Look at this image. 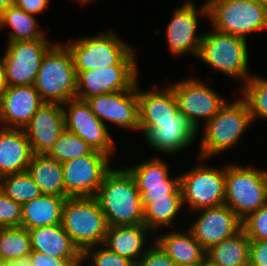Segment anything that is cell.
Instances as JSON below:
<instances>
[{"mask_svg": "<svg viewBox=\"0 0 267 266\" xmlns=\"http://www.w3.org/2000/svg\"><path fill=\"white\" fill-rule=\"evenodd\" d=\"M95 198L109 227L144 224L141 194L127 168L110 169Z\"/></svg>", "mask_w": 267, "mask_h": 266, "instance_id": "6da1fadb", "label": "cell"}, {"mask_svg": "<svg viewBox=\"0 0 267 266\" xmlns=\"http://www.w3.org/2000/svg\"><path fill=\"white\" fill-rule=\"evenodd\" d=\"M34 85L47 103L64 104L76 98L77 72L65 44L57 42L45 53Z\"/></svg>", "mask_w": 267, "mask_h": 266, "instance_id": "7a4b0ae2", "label": "cell"}, {"mask_svg": "<svg viewBox=\"0 0 267 266\" xmlns=\"http://www.w3.org/2000/svg\"><path fill=\"white\" fill-rule=\"evenodd\" d=\"M246 102L239 97L236 101H226L218 113L210 119L204 128L199 150L200 159L237 147L241 135L251 123Z\"/></svg>", "mask_w": 267, "mask_h": 266, "instance_id": "3957f363", "label": "cell"}, {"mask_svg": "<svg viewBox=\"0 0 267 266\" xmlns=\"http://www.w3.org/2000/svg\"><path fill=\"white\" fill-rule=\"evenodd\" d=\"M65 45L71 52L76 71L111 65H138L135 51L112 31L80 38Z\"/></svg>", "mask_w": 267, "mask_h": 266, "instance_id": "277c9868", "label": "cell"}, {"mask_svg": "<svg viewBox=\"0 0 267 266\" xmlns=\"http://www.w3.org/2000/svg\"><path fill=\"white\" fill-rule=\"evenodd\" d=\"M61 225L82 253L103 244L109 227L95 197L66 198Z\"/></svg>", "mask_w": 267, "mask_h": 266, "instance_id": "5b68a950", "label": "cell"}, {"mask_svg": "<svg viewBox=\"0 0 267 266\" xmlns=\"http://www.w3.org/2000/svg\"><path fill=\"white\" fill-rule=\"evenodd\" d=\"M212 28L247 39L253 32L267 30V7L258 0H207Z\"/></svg>", "mask_w": 267, "mask_h": 266, "instance_id": "8992f818", "label": "cell"}, {"mask_svg": "<svg viewBox=\"0 0 267 266\" xmlns=\"http://www.w3.org/2000/svg\"><path fill=\"white\" fill-rule=\"evenodd\" d=\"M212 30L211 33L203 34L198 59L244 83L251 76L248 72L247 39Z\"/></svg>", "mask_w": 267, "mask_h": 266, "instance_id": "52a82bcc", "label": "cell"}, {"mask_svg": "<svg viewBox=\"0 0 267 266\" xmlns=\"http://www.w3.org/2000/svg\"><path fill=\"white\" fill-rule=\"evenodd\" d=\"M267 202V181L264 170L252 166H225V200L241 220Z\"/></svg>", "mask_w": 267, "mask_h": 266, "instance_id": "ba28073f", "label": "cell"}, {"mask_svg": "<svg viewBox=\"0 0 267 266\" xmlns=\"http://www.w3.org/2000/svg\"><path fill=\"white\" fill-rule=\"evenodd\" d=\"M182 203L196 210L217 207L225 200V166L213 168L202 163L180 175Z\"/></svg>", "mask_w": 267, "mask_h": 266, "instance_id": "9c48e42d", "label": "cell"}, {"mask_svg": "<svg viewBox=\"0 0 267 266\" xmlns=\"http://www.w3.org/2000/svg\"><path fill=\"white\" fill-rule=\"evenodd\" d=\"M48 39L7 42L1 57L8 86L33 85L45 53L53 46Z\"/></svg>", "mask_w": 267, "mask_h": 266, "instance_id": "30bf717a", "label": "cell"}, {"mask_svg": "<svg viewBox=\"0 0 267 266\" xmlns=\"http://www.w3.org/2000/svg\"><path fill=\"white\" fill-rule=\"evenodd\" d=\"M110 156L93 150L90 154L62 163L65 193L69 197H95L111 169Z\"/></svg>", "mask_w": 267, "mask_h": 266, "instance_id": "8fae6325", "label": "cell"}, {"mask_svg": "<svg viewBox=\"0 0 267 266\" xmlns=\"http://www.w3.org/2000/svg\"><path fill=\"white\" fill-rule=\"evenodd\" d=\"M199 80L190 77L168 85L175 94L179 112L188 119L197 132L199 118L204 119L205 125L227 101V99L219 96V93H216L207 83L205 84L204 81Z\"/></svg>", "mask_w": 267, "mask_h": 266, "instance_id": "7c38bea8", "label": "cell"}, {"mask_svg": "<svg viewBox=\"0 0 267 266\" xmlns=\"http://www.w3.org/2000/svg\"><path fill=\"white\" fill-rule=\"evenodd\" d=\"M62 107L65 130L79 136L93 150L111 157L115 152V142L106 124L92 113L89 103L86 100L73 98L62 104Z\"/></svg>", "mask_w": 267, "mask_h": 266, "instance_id": "4fadbf2b", "label": "cell"}, {"mask_svg": "<svg viewBox=\"0 0 267 266\" xmlns=\"http://www.w3.org/2000/svg\"><path fill=\"white\" fill-rule=\"evenodd\" d=\"M137 65H111L77 72L76 98H88L117 91L133 89L138 76Z\"/></svg>", "mask_w": 267, "mask_h": 266, "instance_id": "5bb4252c", "label": "cell"}, {"mask_svg": "<svg viewBox=\"0 0 267 266\" xmlns=\"http://www.w3.org/2000/svg\"><path fill=\"white\" fill-rule=\"evenodd\" d=\"M197 7L192 0H186L184 4L174 10L173 16L166 28L168 49L175 56L198 55L203 34L197 35L198 13L208 17L206 2L197 12Z\"/></svg>", "mask_w": 267, "mask_h": 266, "instance_id": "9a60e30c", "label": "cell"}, {"mask_svg": "<svg viewBox=\"0 0 267 266\" xmlns=\"http://www.w3.org/2000/svg\"><path fill=\"white\" fill-rule=\"evenodd\" d=\"M92 113L101 120L125 129L139 131V100L136 86L130 90L95 95L86 100Z\"/></svg>", "mask_w": 267, "mask_h": 266, "instance_id": "2e32d148", "label": "cell"}, {"mask_svg": "<svg viewBox=\"0 0 267 266\" xmlns=\"http://www.w3.org/2000/svg\"><path fill=\"white\" fill-rule=\"evenodd\" d=\"M196 211L202 212L189 230L206 251L242 229V220L225 204Z\"/></svg>", "mask_w": 267, "mask_h": 266, "instance_id": "e0dca14e", "label": "cell"}, {"mask_svg": "<svg viewBox=\"0 0 267 266\" xmlns=\"http://www.w3.org/2000/svg\"><path fill=\"white\" fill-rule=\"evenodd\" d=\"M139 130L152 149L165 154L186 149L199 133L181 112L174 119L156 120V126H139Z\"/></svg>", "mask_w": 267, "mask_h": 266, "instance_id": "ac0fdd59", "label": "cell"}, {"mask_svg": "<svg viewBox=\"0 0 267 266\" xmlns=\"http://www.w3.org/2000/svg\"><path fill=\"white\" fill-rule=\"evenodd\" d=\"M43 103L34 84L8 86L0 96V127L24 129Z\"/></svg>", "mask_w": 267, "mask_h": 266, "instance_id": "d6986e66", "label": "cell"}, {"mask_svg": "<svg viewBox=\"0 0 267 266\" xmlns=\"http://www.w3.org/2000/svg\"><path fill=\"white\" fill-rule=\"evenodd\" d=\"M33 154H48L65 131L62 104L43 103L23 129Z\"/></svg>", "mask_w": 267, "mask_h": 266, "instance_id": "ffe728a7", "label": "cell"}, {"mask_svg": "<svg viewBox=\"0 0 267 266\" xmlns=\"http://www.w3.org/2000/svg\"><path fill=\"white\" fill-rule=\"evenodd\" d=\"M32 156L33 151L23 129L0 127V178L27 171Z\"/></svg>", "mask_w": 267, "mask_h": 266, "instance_id": "44dd1931", "label": "cell"}, {"mask_svg": "<svg viewBox=\"0 0 267 266\" xmlns=\"http://www.w3.org/2000/svg\"><path fill=\"white\" fill-rule=\"evenodd\" d=\"M152 91L136 92L139 100V126H156V120L174 119L179 112L178 103L172 88L169 86ZM158 89V90H157Z\"/></svg>", "mask_w": 267, "mask_h": 266, "instance_id": "7402d4cb", "label": "cell"}, {"mask_svg": "<svg viewBox=\"0 0 267 266\" xmlns=\"http://www.w3.org/2000/svg\"><path fill=\"white\" fill-rule=\"evenodd\" d=\"M150 232L144 224L111 226L103 244L135 264L149 248L146 246V236Z\"/></svg>", "mask_w": 267, "mask_h": 266, "instance_id": "603a6c76", "label": "cell"}, {"mask_svg": "<svg viewBox=\"0 0 267 266\" xmlns=\"http://www.w3.org/2000/svg\"><path fill=\"white\" fill-rule=\"evenodd\" d=\"M31 250L56 258H82V252L61 224L28 230Z\"/></svg>", "mask_w": 267, "mask_h": 266, "instance_id": "cb8c5ba5", "label": "cell"}, {"mask_svg": "<svg viewBox=\"0 0 267 266\" xmlns=\"http://www.w3.org/2000/svg\"><path fill=\"white\" fill-rule=\"evenodd\" d=\"M68 197L42 194L22 205L21 226L27 230L61 224Z\"/></svg>", "mask_w": 267, "mask_h": 266, "instance_id": "d4e9b609", "label": "cell"}, {"mask_svg": "<svg viewBox=\"0 0 267 266\" xmlns=\"http://www.w3.org/2000/svg\"><path fill=\"white\" fill-rule=\"evenodd\" d=\"M175 264L201 262L206 257V250L194 238L192 232L171 231L154 240Z\"/></svg>", "mask_w": 267, "mask_h": 266, "instance_id": "484cf974", "label": "cell"}, {"mask_svg": "<svg viewBox=\"0 0 267 266\" xmlns=\"http://www.w3.org/2000/svg\"><path fill=\"white\" fill-rule=\"evenodd\" d=\"M27 172L42 194L69 197L65 193L62 163L46 154H33Z\"/></svg>", "mask_w": 267, "mask_h": 266, "instance_id": "4316f807", "label": "cell"}, {"mask_svg": "<svg viewBox=\"0 0 267 266\" xmlns=\"http://www.w3.org/2000/svg\"><path fill=\"white\" fill-rule=\"evenodd\" d=\"M249 255L250 239L243 229L206 251V257L218 266H248Z\"/></svg>", "mask_w": 267, "mask_h": 266, "instance_id": "83f0119b", "label": "cell"}, {"mask_svg": "<svg viewBox=\"0 0 267 266\" xmlns=\"http://www.w3.org/2000/svg\"><path fill=\"white\" fill-rule=\"evenodd\" d=\"M36 17L24 12L15 5L0 14V28L10 27L7 42L48 39L46 33L37 25Z\"/></svg>", "mask_w": 267, "mask_h": 266, "instance_id": "f1b7e54d", "label": "cell"}, {"mask_svg": "<svg viewBox=\"0 0 267 266\" xmlns=\"http://www.w3.org/2000/svg\"><path fill=\"white\" fill-rule=\"evenodd\" d=\"M182 206V195L151 198V202L144 207V225L150 231L172 226Z\"/></svg>", "mask_w": 267, "mask_h": 266, "instance_id": "f546056e", "label": "cell"}, {"mask_svg": "<svg viewBox=\"0 0 267 266\" xmlns=\"http://www.w3.org/2000/svg\"><path fill=\"white\" fill-rule=\"evenodd\" d=\"M30 236L24 227H0V258L4 261L28 259Z\"/></svg>", "mask_w": 267, "mask_h": 266, "instance_id": "4dcf8cb0", "label": "cell"}, {"mask_svg": "<svg viewBox=\"0 0 267 266\" xmlns=\"http://www.w3.org/2000/svg\"><path fill=\"white\" fill-rule=\"evenodd\" d=\"M0 190L21 205L42 195L40 188L27 171L1 177Z\"/></svg>", "mask_w": 267, "mask_h": 266, "instance_id": "1f68e13d", "label": "cell"}, {"mask_svg": "<svg viewBox=\"0 0 267 266\" xmlns=\"http://www.w3.org/2000/svg\"><path fill=\"white\" fill-rule=\"evenodd\" d=\"M127 169L134 177L139 192L147 186L163 185L171 178L167 163L155 156Z\"/></svg>", "mask_w": 267, "mask_h": 266, "instance_id": "d6a6232c", "label": "cell"}, {"mask_svg": "<svg viewBox=\"0 0 267 266\" xmlns=\"http://www.w3.org/2000/svg\"><path fill=\"white\" fill-rule=\"evenodd\" d=\"M241 87V97L247 104L252 122L257 119H267V78L250 76Z\"/></svg>", "mask_w": 267, "mask_h": 266, "instance_id": "836d02e7", "label": "cell"}, {"mask_svg": "<svg viewBox=\"0 0 267 266\" xmlns=\"http://www.w3.org/2000/svg\"><path fill=\"white\" fill-rule=\"evenodd\" d=\"M92 151L93 149L83 139L65 130L47 155L63 163L90 154Z\"/></svg>", "mask_w": 267, "mask_h": 266, "instance_id": "e575fe53", "label": "cell"}, {"mask_svg": "<svg viewBox=\"0 0 267 266\" xmlns=\"http://www.w3.org/2000/svg\"><path fill=\"white\" fill-rule=\"evenodd\" d=\"M99 246V249H95V246L87 248L82 253V262L91 259L90 266H135L131 260L118 255L104 244Z\"/></svg>", "mask_w": 267, "mask_h": 266, "instance_id": "d590c367", "label": "cell"}, {"mask_svg": "<svg viewBox=\"0 0 267 266\" xmlns=\"http://www.w3.org/2000/svg\"><path fill=\"white\" fill-rule=\"evenodd\" d=\"M242 229L250 241L267 239V202L242 220Z\"/></svg>", "mask_w": 267, "mask_h": 266, "instance_id": "8d00e7d4", "label": "cell"}, {"mask_svg": "<svg viewBox=\"0 0 267 266\" xmlns=\"http://www.w3.org/2000/svg\"><path fill=\"white\" fill-rule=\"evenodd\" d=\"M21 222L22 205L0 190V227H20Z\"/></svg>", "mask_w": 267, "mask_h": 266, "instance_id": "74e56055", "label": "cell"}, {"mask_svg": "<svg viewBox=\"0 0 267 266\" xmlns=\"http://www.w3.org/2000/svg\"><path fill=\"white\" fill-rule=\"evenodd\" d=\"M143 208L151 202V198L167 197V195H182L180 187V174L171 177L165 184L144 187L141 191Z\"/></svg>", "mask_w": 267, "mask_h": 266, "instance_id": "f35d334b", "label": "cell"}, {"mask_svg": "<svg viewBox=\"0 0 267 266\" xmlns=\"http://www.w3.org/2000/svg\"><path fill=\"white\" fill-rule=\"evenodd\" d=\"M145 254L135 263V266H177L175 262L153 241Z\"/></svg>", "mask_w": 267, "mask_h": 266, "instance_id": "ab89813d", "label": "cell"}, {"mask_svg": "<svg viewBox=\"0 0 267 266\" xmlns=\"http://www.w3.org/2000/svg\"><path fill=\"white\" fill-rule=\"evenodd\" d=\"M33 266H81L82 258H56L54 256L31 250L28 256Z\"/></svg>", "mask_w": 267, "mask_h": 266, "instance_id": "60d3db41", "label": "cell"}, {"mask_svg": "<svg viewBox=\"0 0 267 266\" xmlns=\"http://www.w3.org/2000/svg\"><path fill=\"white\" fill-rule=\"evenodd\" d=\"M249 265L267 266V239L250 241Z\"/></svg>", "mask_w": 267, "mask_h": 266, "instance_id": "b9f144b4", "label": "cell"}, {"mask_svg": "<svg viewBox=\"0 0 267 266\" xmlns=\"http://www.w3.org/2000/svg\"><path fill=\"white\" fill-rule=\"evenodd\" d=\"M50 0H15V6L30 15L42 13L48 8Z\"/></svg>", "mask_w": 267, "mask_h": 266, "instance_id": "7bdbcfd3", "label": "cell"}, {"mask_svg": "<svg viewBox=\"0 0 267 266\" xmlns=\"http://www.w3.org/2000/svg\"><path fill=\"white\" fill-rule=\"evenodd\" d=\"M8 87L5 77V69L3 65V60L0 58V96L3 94V92Z\"/></svg>", "mask_w": 267, "mask_h": 266, "instance_id": "ee69618b", "label": "cell"}, {"mask_svg": "<svg viewBox=\"0 0 267 266\" xmlns=\"http://www.w3.org/2000/svg\"><path fill=\"white\" fill-rule=\"evenodd\" d=\"M14 4L15 0H0V14Z\"/></svg>", "mask_w": 267, "mask_h": 266, "instance_id": "f6af8a7d", "label": "cell"}, {"mask_svg": "<svg viewBox=\"0 0 267 266\" xmlns=\"http://www.w3.org/2000/svg\"><path fill=\"white\" fill-rule=\"evenodd\" d=\"M11 266H33L29 259L16 260L11 262Z\"/></svg>", "mask_w": 267, "mask_h": 266, "instance_id": "bcb514c9", "label": "cell"}, {"mask_svg": "<svg viewBox=\"0 0 267 266\" xmlns=\"http://www.w3.org/2000/svg\"><path fill=\"white\" fill-rule=\"evenodd\" d=\"M199 266H218L213 263L209 258L205 257L201 262H199Z\"/></svg>", "mask_w": 267, "mask_h": 266, "instance_id": "7dc6e473", "label": "cell"}, {"mask_svg": "<svg viewBox=\"0 0 267 266\" xmlns=\"http://www.w3.org/2000/svg\"><path fill=\"white\" fill-rule=\"evenodd\" d=\"M0 266H11V262L2 260Z\"/></svg>", "mask_w": 267, "mask_h": 266, "instance_id": "c3c4849f", "label": "cell"}, {"mask_svg": "<svg viewBox=\"0 0 267 266\" xmlns=\"http://www.w3.org/2000/svg\"><path fill=\"white\" fill-rule=\"evenodd\" d=\"M178 266H199V262L191 263V264H181V265H178Z\"/></svg>", "mask_w": 267, "mask_h": 266, "instance_id": "681fc988", "label": "cell"}, {"mask_svg": "<svg viewBox=\"0 0 267 266\" xmlns=\"http://www.w3.org/2000/svg\"><path fill=\"white\" fill-rule=\"evenodd\" d=\"M79 3H81L82 5L87 4L88 2L90 3L91 0H77Z\"/></svg>", "mask_w": 267, "mask_h": 266, "instance_id": "f907efd6", "label": "cell"}, {"mask_svg": "<svg viewBox=\"0 0 267 266\" xmlns=\"http://www.w3.org/2000/svg\"><path fill=\"white\" fill-rule=\"evenodd\" d=\"M262 5L267 7V0H258Z\"/></svg>", "mask_w": 267, "mask_h": 266, "instance_id": "816d5d0a", "label": "cell"}, {"mask_svg": "<svg viewBox=\"0 0 267 266\" xmlns=\"http://www.w3.org/2000/svg\"><path fill=\"white\" fill-rule=\"evenodd\" d=\"M264 173H265L266 181H267V171L265 169H264Z\"/></svg>", "mask_w": 267, "mask_h": 266, "instance_id": "f5cc1de1", "label": "cell"}]
</instances>
